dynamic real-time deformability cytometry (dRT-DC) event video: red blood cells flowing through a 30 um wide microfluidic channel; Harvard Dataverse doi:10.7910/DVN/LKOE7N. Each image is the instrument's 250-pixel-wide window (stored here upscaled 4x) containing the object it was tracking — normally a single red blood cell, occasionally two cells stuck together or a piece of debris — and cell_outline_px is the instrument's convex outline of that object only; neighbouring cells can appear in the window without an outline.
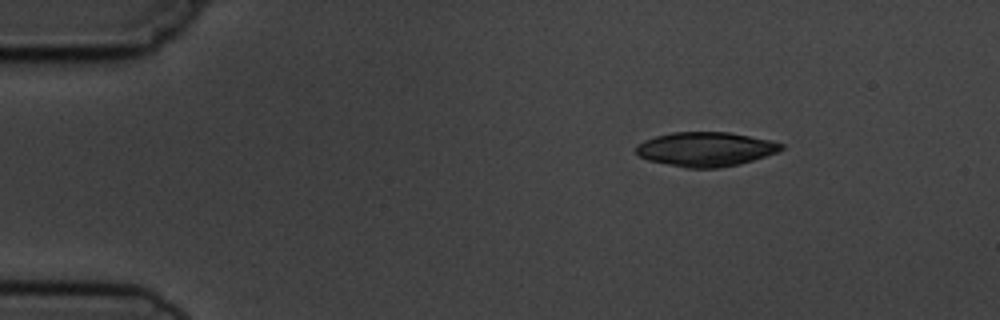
{"species": "common noctule bat (a hibernating species)", "species_latin": "Nyctalus noctula", "temperature_condition": "cold", "stored_images_in_passage": 3, "camera_frame_rate_fps": 3000, "um_per_image_px": 0.085, "animal": {"sex": "male", "body_mass_g": 19.5, "forearm_length_mm": 54.6}, "frame": {"image": 1, "passage_image": 1, "time_ms": 0.0, "image_size_px": [1000, 320], "cell_outline_px": [[784, 148], [776, 152], [740, 164], [720, 168], [688, 168], [648, 160], [640, 156], [636, 152], [636, 144], [644, 140], [656, 136], [672, 132], [728, 132], [768, 140], [784, 144]], "centroid_in_image_um": [59.95, 12.68], "position_along_channel_um": 25.0, "area_um2": 28.78}}